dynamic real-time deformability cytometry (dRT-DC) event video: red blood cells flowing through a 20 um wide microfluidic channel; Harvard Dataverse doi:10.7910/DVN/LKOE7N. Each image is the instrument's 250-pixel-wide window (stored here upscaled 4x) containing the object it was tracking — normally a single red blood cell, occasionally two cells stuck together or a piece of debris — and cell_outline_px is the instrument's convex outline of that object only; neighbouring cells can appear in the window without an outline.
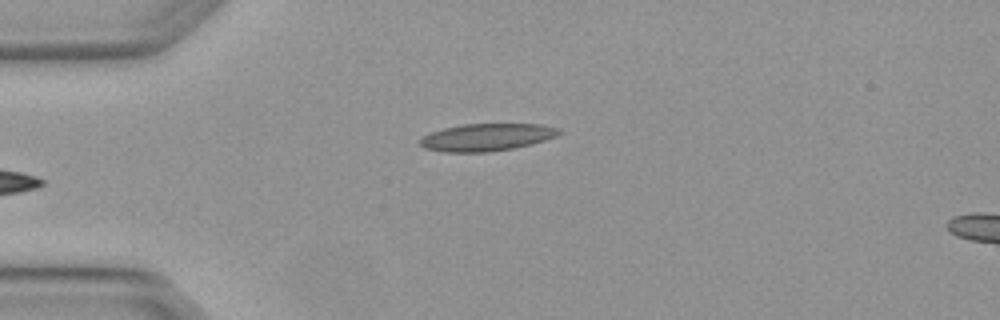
{"species": "Egyptian fruit bat (a non-hibernating species)", "species_latin": "Rousettus aegyptiacus", "temperature_condition": "warm", "stored_images_in_passage": 5, "camera_frame_rate_fps": 3000, "um_per_image_px": 0.085, "animal": {"sex": "female"}, "frame": {"image": 1, "passage_image": 5, "time_ms": 1.333, "image_size_px": [1000, 320], "cell_outline_px": [[564, 132], [556, 136], [532, 144], [512, 148], [488, 152], [444, 152], [424, 148], [416, 140], [432, 132], [444, 128], [464, 124], [540, 124], [560, 128]], "centroid_in_image_um": [41.38, 11.66], "position_along_channel_um": 43.6, "area_um2": 22.2}}